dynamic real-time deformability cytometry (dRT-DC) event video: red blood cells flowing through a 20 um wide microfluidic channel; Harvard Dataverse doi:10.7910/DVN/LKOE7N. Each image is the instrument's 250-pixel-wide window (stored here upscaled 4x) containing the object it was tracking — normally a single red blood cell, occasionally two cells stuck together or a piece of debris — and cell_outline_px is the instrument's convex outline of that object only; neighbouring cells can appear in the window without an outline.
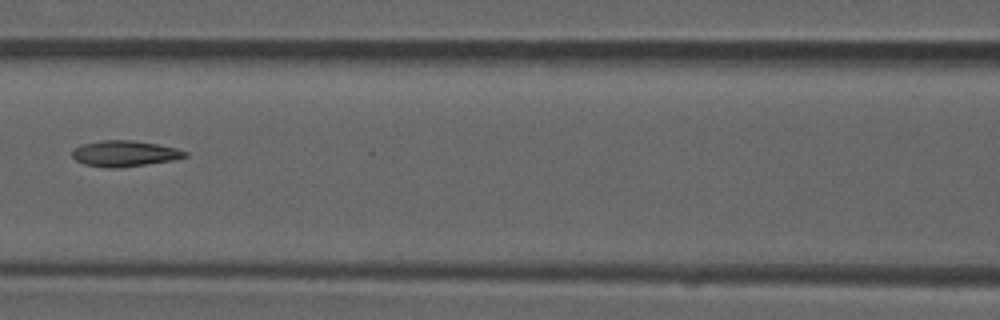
{"species": "common noctule bat (a hibernating species)", "species_latin": "Nyctalus noctula", "temperature_condition": "room temperature", "stored_images_in_passage": 6, "camera_frame_rate_fps": 3000, "um_per_image_px": 0.085, "animal": {"sex": "male", "forearm_length_mm": 52.5}, "frame": {"image": 1, "passage_image": 6, "time_ms": 1.667, "image_size_px": [1000, 320], "cell_outline_px": [[188, 156], [172, 160], [120, 168], [104, 168], [84, 164], [76, 160], [72, 156], [72, 152], [76, 148], [84, 144], [100, 140], [132, 140], [156, 144], [176, 148], [188, 152]], "centroid_in_image_um": [10.59, 13.06], "position_along_channel_um": 156.0, "area_um2": 16.94}}